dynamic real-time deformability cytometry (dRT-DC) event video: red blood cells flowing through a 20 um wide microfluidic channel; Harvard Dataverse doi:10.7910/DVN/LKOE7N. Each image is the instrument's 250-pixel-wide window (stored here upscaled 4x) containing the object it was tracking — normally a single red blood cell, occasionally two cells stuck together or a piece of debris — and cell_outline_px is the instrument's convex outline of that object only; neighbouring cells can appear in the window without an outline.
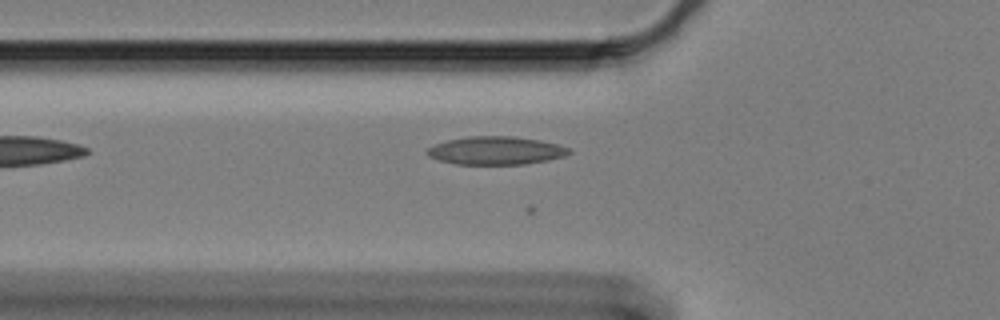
{"species": "Egyptian fruit bat (a non-hibernating species)", "species_latin": "Rousettus aegyptiacus", "temperature_condition": "cold", "stored_images_in_passage": 28, "camera_frame_rate_fps": 3000, "um_per_image_px": 0.085, "animal": {"sex": "female"}, "frame": {"image": 1, "passage_image": 6, "time_ms": 1.667, "image_size_px": [1000, 320], "cell_outline_px": [[572, 152], [564, 156], [548, 160], [524, 164], [456, 164], [440, 160], [428, 156], [424, 152], [428, 148], [436, 144], [448, 140], [468, 136], [516, 136], [540, 140], [556, 144], [568, 148]], "centroid_in_image_um": [42.14, 12.79], "position_along_channel_um": 83.7, "area_um2": 23.18}}
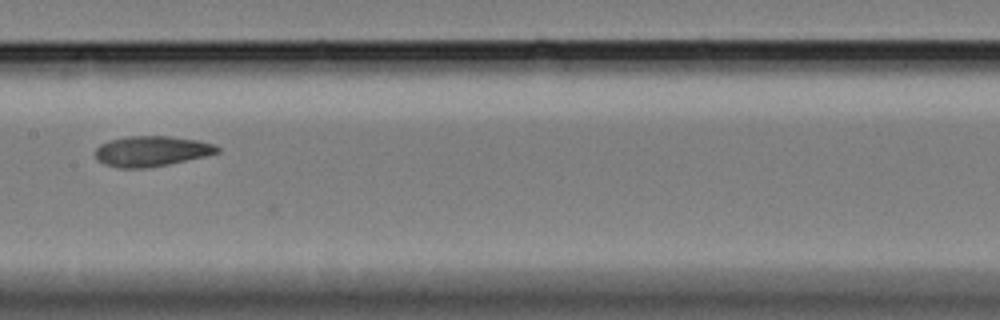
{"frame": {"image": 2, "passage_image": 16, "time_ms": 5.0, "image_size_px": [1000, 320], "cell_outline_px": [[220, 152], [204, 156], [168, 164], [144, 168], [120, 168], [104, 164], [96, 156], [96, 148], [100, 144], [108, 140], [128, 136], [168, 136], [200, 140], [216, 144], [220, 148]], "centroid_in_image_um": [12.9, 12.83], "position_along_channel_um": 194.5, "area_um2": 21.56}}
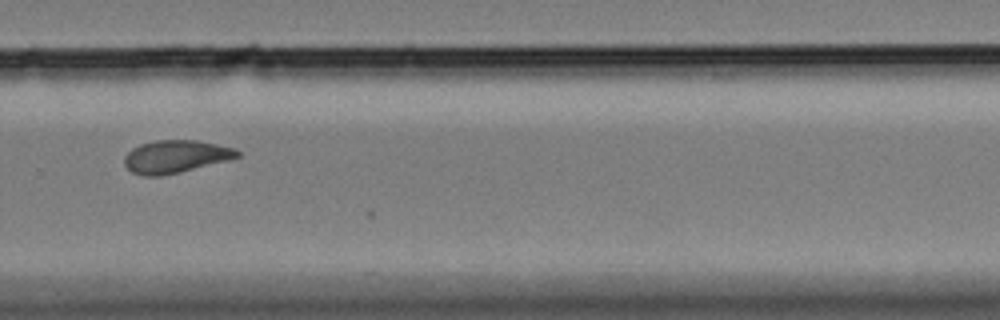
{"frame": {"image": 3, "passage_image": 27, "time_ms": 8.667, "image_size_px": [1000, 320], "cell_outline_px": [[240, 156], [228, 160], [180, 172], [160, 176], [144, 176], [132, 172], [124, 164], [124, 156], [132, 148], [140, 144], [156, 140], [196, 140], [236, 148], [240, 152]], "centroid_in_image_um": [14.92, 13.3], "position_along_channel_um": 314.9, "area_um2": 21.5}}